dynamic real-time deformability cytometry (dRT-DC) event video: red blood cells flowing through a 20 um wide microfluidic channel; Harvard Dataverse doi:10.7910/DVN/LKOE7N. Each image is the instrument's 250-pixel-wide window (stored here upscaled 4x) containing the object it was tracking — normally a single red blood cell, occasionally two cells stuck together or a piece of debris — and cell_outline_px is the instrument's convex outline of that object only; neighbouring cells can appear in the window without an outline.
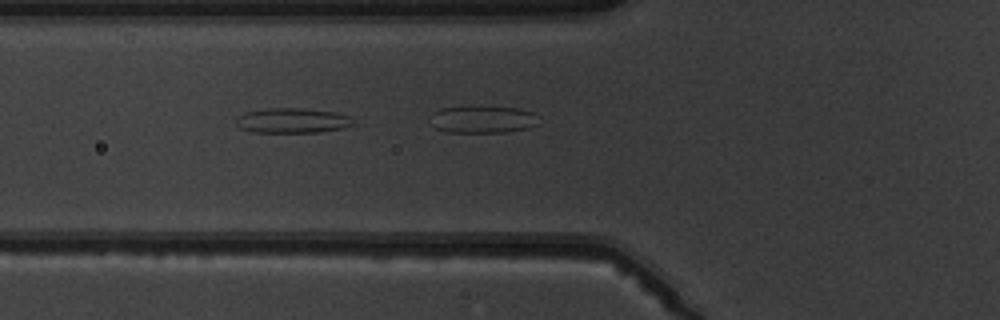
{"species": "common noctule bat (a hibernating species)", "species_latin": "Nyctalus noctula", "temperature_condition": "warm", "stored_images_in_passage": 8, "camera_frame_rate_fps": 3000, "um_per_image_px": 0.085, "animal": {"sex": "male", "body_mass_g": 19.5, "forearm_length_mm": 54.6}, "frame": {"image": 1, "passage_image": 7, "time_ms": 7.0, "image_size_px": [1000, 320], "cell_outline_px": [[356, 124], [340, 128], [316, 132], [256, 132], [240, 128], [236, 124], [236, 116], [244, 112], [268, 108], [300, 108], [332, 112], [348, 116]], "centroid_in_image_um": [24.78, 10.24], "position_along_channel_um": 101.0, "area_um2": 16.82}}